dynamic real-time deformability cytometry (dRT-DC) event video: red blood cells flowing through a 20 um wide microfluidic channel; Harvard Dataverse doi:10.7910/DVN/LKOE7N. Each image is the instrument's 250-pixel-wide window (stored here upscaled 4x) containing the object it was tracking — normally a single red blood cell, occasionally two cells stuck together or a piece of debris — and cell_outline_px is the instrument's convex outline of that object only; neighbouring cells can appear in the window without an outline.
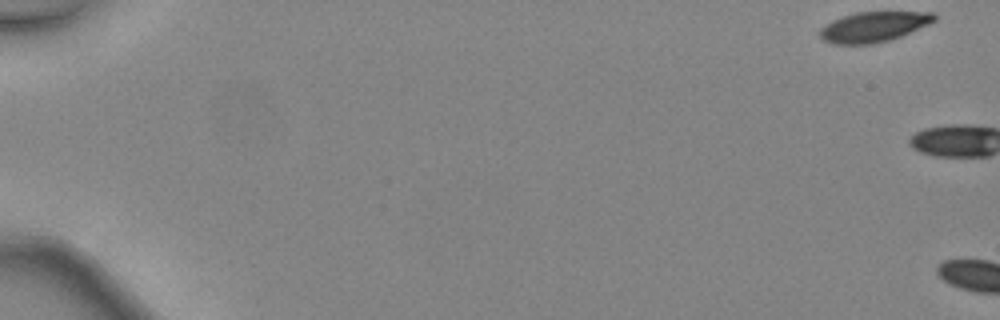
{"species": "common noctule bat (a hibernating species)", "species_latin": "Nyctalus noctula", "temperature_condition": "warm", "stored_images_in_passage": 2, "camera_frame_rate_fps": 3000, "um_per_image_px": 0.085, "animal": {"sex": "female", "body_mass_g": 24.6, "forearm_length_mm": 56.2}, "frame": {"image": 1, "passage_image": 1, "time_ms": 0.0, "image_size_px": [1000, 320], "cell_outline_px": [[936, 20], [928, 24], [900, 36], [888, 40], [872, 44], [832, 44], [824, 40], [820, 36], [820, 28], [832, 20], [856, 12], [936, 12]], "centroid_in_image_um": [74.25, 2.27], "position_along_channel_um": 10.8, "area_um2": 19.94}}